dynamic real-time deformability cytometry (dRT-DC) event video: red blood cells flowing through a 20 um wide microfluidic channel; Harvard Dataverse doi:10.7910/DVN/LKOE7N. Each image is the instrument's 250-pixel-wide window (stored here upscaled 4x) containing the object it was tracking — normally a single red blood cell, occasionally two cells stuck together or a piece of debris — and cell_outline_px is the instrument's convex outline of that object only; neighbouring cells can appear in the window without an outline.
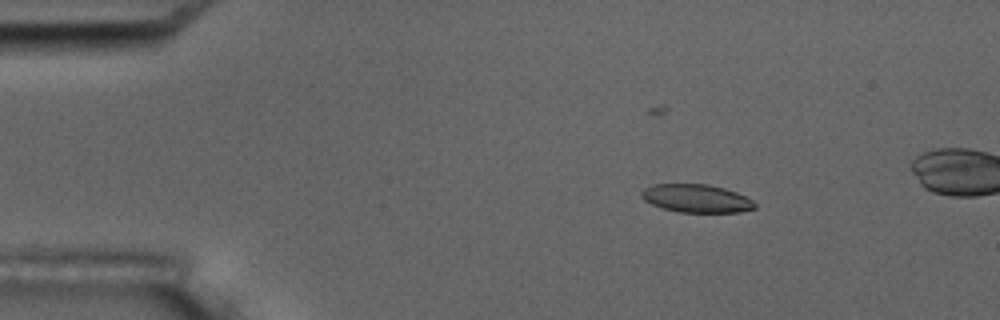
{"species": "common noctule bat (a hibernating species)", "species_latin": "Nyctalus noctula", "temperature_condition": "room temperature", "stored_images_in_passage": 6, "camera_frame_rate_fps": 3000, "um_per_image_px": 0.085, "animal": {"sex": "male", "body_mass_g": 17.5, "forearm_length_mm": 52.3}, "frame": {"image": 1, "passage_image": 3, "time_ms": 2.333, "image_size_px": [1000, 320], "cell_outline_px": [[756, 208], [740, 212], [676, 212], [652, 204], [644, 200], [640, 196], [640, 192], [644, 188], [652, 184], [708, 184], [724, 188], [736, 192], [752, 200], [756, 204]], "centroid_in_image_um": [59.17, 16.86], "position_along_channel_um": 25.8, "area_um2": 18.61}}